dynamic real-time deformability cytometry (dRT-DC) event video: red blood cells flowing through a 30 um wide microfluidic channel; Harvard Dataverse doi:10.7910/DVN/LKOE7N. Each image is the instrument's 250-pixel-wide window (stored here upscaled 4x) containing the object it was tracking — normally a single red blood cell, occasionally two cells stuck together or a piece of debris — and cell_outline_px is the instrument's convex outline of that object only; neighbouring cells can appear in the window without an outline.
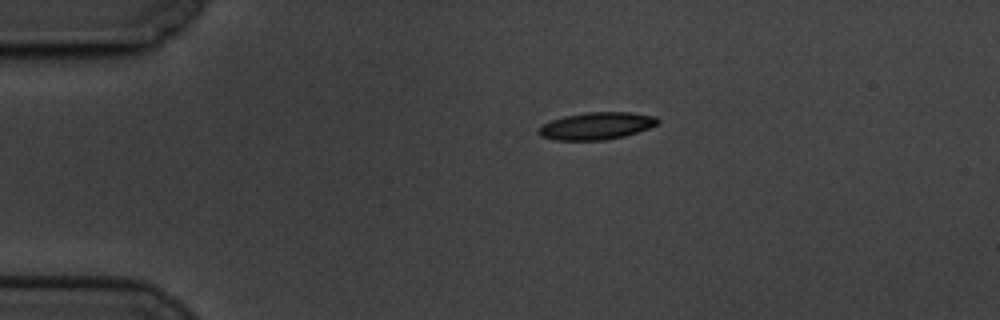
{"species": "common noctule bat (a hibernating species)", "species_latin": "Nyctalus noctula", "temperature_condition": "cold", "stored_images_in_passage": 49, "camera_frame_rate_fps": 3000, "um_per_image_px": 0.085, "animal": {"sex": "male", "body_mass_g": 19.5, "forearm_length_mm": 54.6}, "frame": {"image": 1, "passage_image": 1, "time_ms": 0.0, "image_size_px": [1000, 320], "cell_outline_px": [[660, 120], [656, 124], [648, 128], [624, 136], [604, 140], [552, 140], [540, 136], [536, 132], [536, 128], [552, 120], [564, 116], [584, 112], [632, 112], [656, 116]], "centroid_in_image_um": [50.66, 10.7], "position_along_channel_um": 34.3, "area_um2": 19.02}}
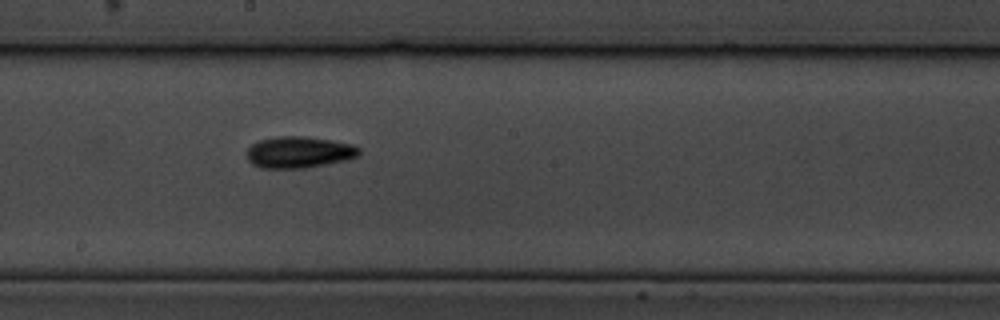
{"frame": {"image": 2, "passage_image": 22, "time_ms": 7.0, "image_size_px": [1000, 320], "cell_outline_px": [[360, 156], [344, 160], [304, 168], [260, 168], [252, 164], [248, 160], [248, 148], [252, 144], [260, 140], [276, 136], [304, 136], [332, 140], [352, 144], [360, 148]], "centroid_in_image_um": [25.42, 12.93], "position_along_channel_um": 222.8, "area_um2": 20.58}}
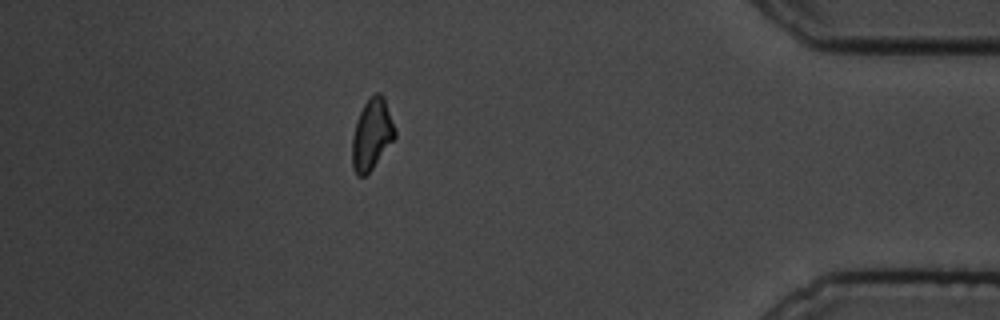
{"frame": {"image": 3, "passage_image": 42, "time_ms": 13.667, "image_size_px": [1000, 320], "cell_outline_px": [[396, 136], [372, 168], [364, 176], [356, 176], [352, 168], [352, 136], [356, 120], [364, 104], [376, 92], [380, 92], [384, 96], [396, 132]], "centroid_in_image_um": [31.58, 11.42], "position_along_channel_um": 403.6, "area_um2": 17.51}, "authors_computed_cell_mechanics": {"area_um2": 18.6694, "velocity_mm_per_s": 3.3172, "shape_relaxation_time_tau1_ms": 4.2425, "shape_relaxation_time_tau2_ms": 6.8537, "deformation_change_tau1": 0.1092, "deformation_change_tau2": 0.1434}}